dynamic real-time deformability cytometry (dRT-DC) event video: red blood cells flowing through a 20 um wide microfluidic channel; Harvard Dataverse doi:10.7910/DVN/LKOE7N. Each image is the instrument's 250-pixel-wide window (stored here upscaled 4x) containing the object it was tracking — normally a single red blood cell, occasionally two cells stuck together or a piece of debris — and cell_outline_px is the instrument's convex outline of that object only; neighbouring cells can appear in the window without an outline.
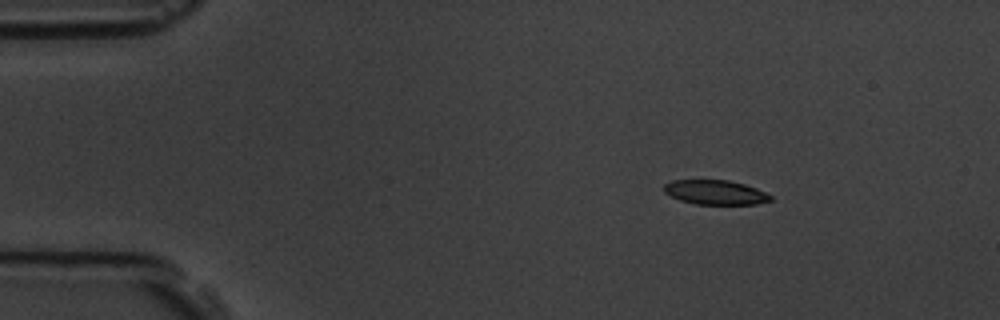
{"species": "common noctule bat (a hibernating species)", "species_latin": "Nyctalus noctula", "temperature_condition": "room temperature", "stored_images_in_passage": 3, "camera_frame_rate_fps": 3000, "um_per_image_px": 0.085, "animal": {"sex": "male", "body_mass_g": 19.5, "forearm_length_mm": 54.6}, "frame": {"image": 1, "passage_image": 1, "time_ms": 0.0, "image_size_px": [1000, 320], "cell_outline_px": [[772, 200], [756, 204], [696, 204], [680, 200], [664, 192], [664, 184], [672, 180], [728, 180], [744, 184], [756, 188], [772, 196]], "centroid_in_image_um": [60.8, 16.34], "position_along_channel_um": 24.2, "area_um2": 15.09}}